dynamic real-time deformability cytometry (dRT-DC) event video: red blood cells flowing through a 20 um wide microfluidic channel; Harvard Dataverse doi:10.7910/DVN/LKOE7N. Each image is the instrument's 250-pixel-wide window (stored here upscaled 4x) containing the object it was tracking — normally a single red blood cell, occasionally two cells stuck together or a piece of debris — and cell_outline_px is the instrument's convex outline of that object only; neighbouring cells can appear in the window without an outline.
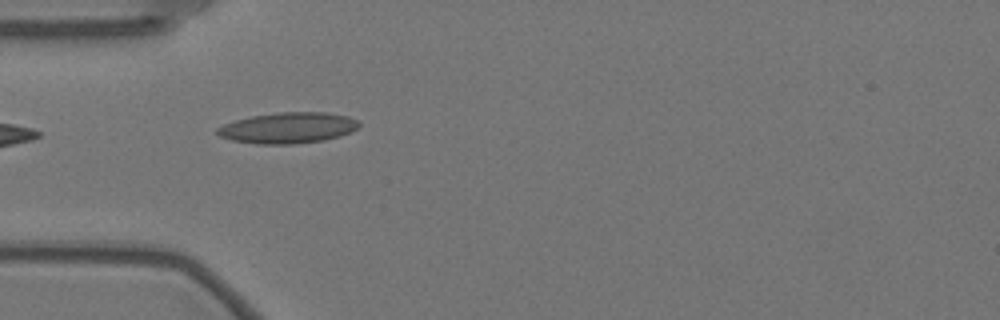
{"species": "Egyptian fruit bat (a non-hibernating species)", "species_latin": "Rousettus aegyptiacus", "temperature_condition": "warm", "stored_images_in_passage": 24, "camera_frame_rate_fps": 3000, "um_per_image_px": 0.085, "animal": {"sex": "female"}, "frame": {"image": 1, "passage_image": 3, "time_ms": 0.667, "image_size_px": [1000, 320], "cell_outline_px": [[360, 124], [352, 132], [340, 136], [324, 140], [292, 144], [256, 144], [232, 140], [220, 136], [216, 132], [216, 128], [224, 124], [236, 120], [252, 116], [280, 112], [328, 112], [348, 116], [356, 120]], "centroid_in_image_um": [24.49, 10.87], "position_along_channel_um": 60.5, "area_um2": 25.49}}
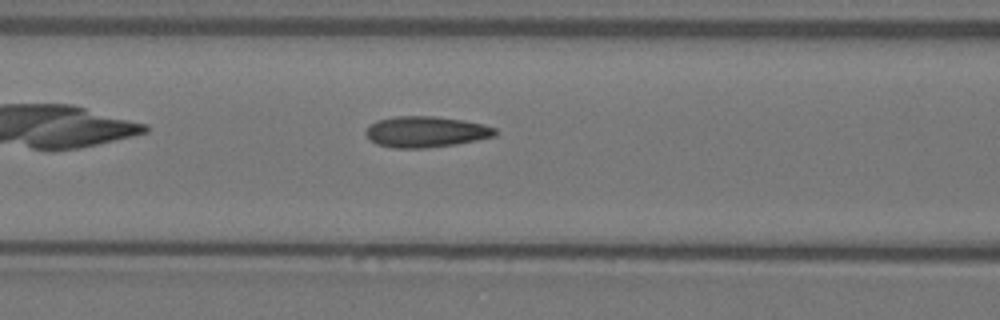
{"frame": {"image": 2, "passage_image": 9, "time_ms": 2.667, "image_size_px": [1000, 320], "cell_outline_px": [[496, 136], [456, 144], [424, 148], [396, 148], [376, 144], [364, 132], [376, 120], [392, 116], [432, 116], [464, 120], [484, 124], [496, 128]], "centroid_in_image_um": [36.21, 11.19], "position_along_channel_um": 130.4, "area_um2": 23.29}}
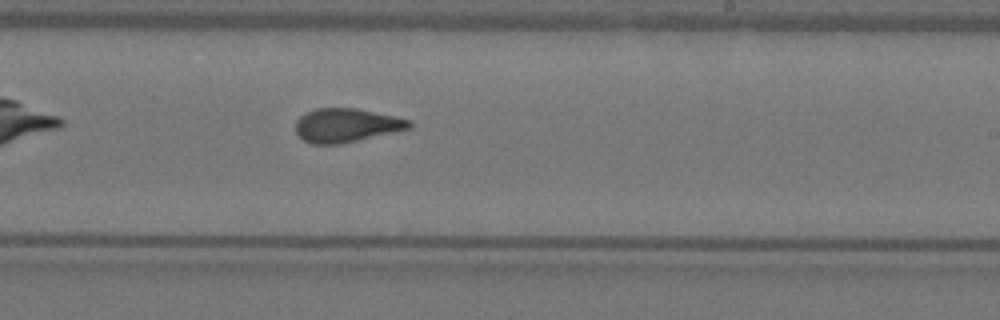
{"frame": {"image": 3, "passage_image": 20, "time_ms": 6.333, "image_size_px": [1000, 320], "cell_outline_px": [[412, 128], [340, 144], [312, 144], [304, 140], [296, 132], [296, 120], [304, 112], [316, 108], [356, 108], [396, 116], [412, 120]], "centroid_in_image_um": [29.45, 10.64], "position_along_channel_um": 259.5, "area_um2": 22.48}}